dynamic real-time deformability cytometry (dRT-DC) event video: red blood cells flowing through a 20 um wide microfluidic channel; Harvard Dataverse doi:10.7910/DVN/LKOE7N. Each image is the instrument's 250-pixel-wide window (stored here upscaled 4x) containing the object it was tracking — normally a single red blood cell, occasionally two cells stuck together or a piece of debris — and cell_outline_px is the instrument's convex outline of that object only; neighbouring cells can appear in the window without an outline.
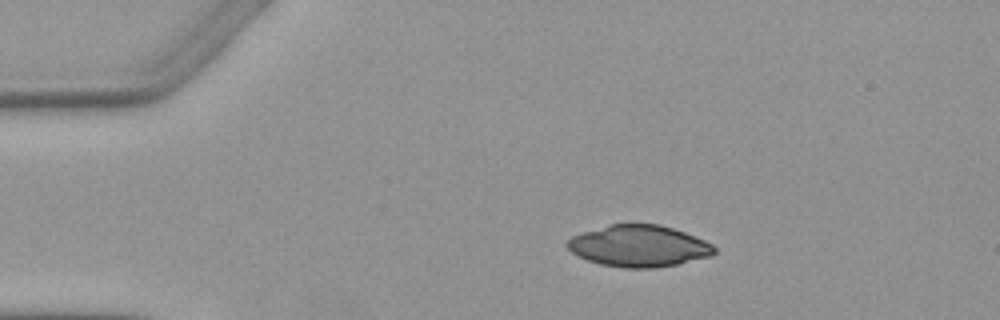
{"species": "Egyptian fruit bat (a non-hibernating species)", "species_latin": "Rousettus aegyptiacus", "temperature_condition": "warm", "stored_images_in_passage": 3, "camera_frame_rate_fps": 3000, "um_per_image_px": 0.085, "animal": {"sex": "female"}, "frame": {"image": 1, "passage_image": 1, "time_ms": 0.0, "image_size_px": [1000, 320], "cell_outline_px": [[716, 252], [712, 256], [676, 264], [652, 268], [624, 268], [600, 264], [588, 260], [572, 252], [564, 244], [572, 236], [608, 224], [660, 224], [684, 232], [704, 240], [712, 244], [716, 248]], "centroid_in_image_um": [54.31, 20.91], "position_along_channel_um": 30.7, "area_um2": 35.49}}